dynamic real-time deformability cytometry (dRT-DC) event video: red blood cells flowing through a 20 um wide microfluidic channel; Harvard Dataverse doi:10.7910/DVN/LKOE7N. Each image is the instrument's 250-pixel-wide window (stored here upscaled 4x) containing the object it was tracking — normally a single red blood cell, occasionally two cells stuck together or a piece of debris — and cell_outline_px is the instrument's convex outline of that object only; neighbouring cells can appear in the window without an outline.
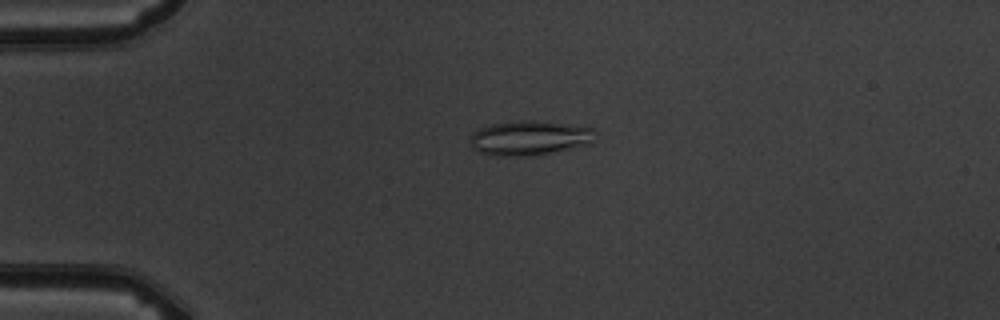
{"species": "common noctule bat (a hibernating species)", "species_latin": "Nyctalus noctula", "temperature_condition": "warm", "stored_images_in_passage": 5, "camera_frame_rate_fps": 3000, "um_per_image_px": 0.085, "animal": {"sex": "male", "body_mass_g": 19.5, "forearm_length_mm": 54.6}, "frame": {"image": 1, "passage_image": 4, "time_ms": 3.667, "image_size_px": [1000, 320], "cell_outline_px": [[592, 128], [588, 144], [572, 148], [532, 156], [496, 156], [480, 152], [472, 148], [468, 144], [472, 136], [480, 128], [492, 124], [516, 120], [536, 120]], "centroid_in_image_um": [44.9, 11.73], "position_along_channel_um": 40.1, "area_um2": 24.74}}